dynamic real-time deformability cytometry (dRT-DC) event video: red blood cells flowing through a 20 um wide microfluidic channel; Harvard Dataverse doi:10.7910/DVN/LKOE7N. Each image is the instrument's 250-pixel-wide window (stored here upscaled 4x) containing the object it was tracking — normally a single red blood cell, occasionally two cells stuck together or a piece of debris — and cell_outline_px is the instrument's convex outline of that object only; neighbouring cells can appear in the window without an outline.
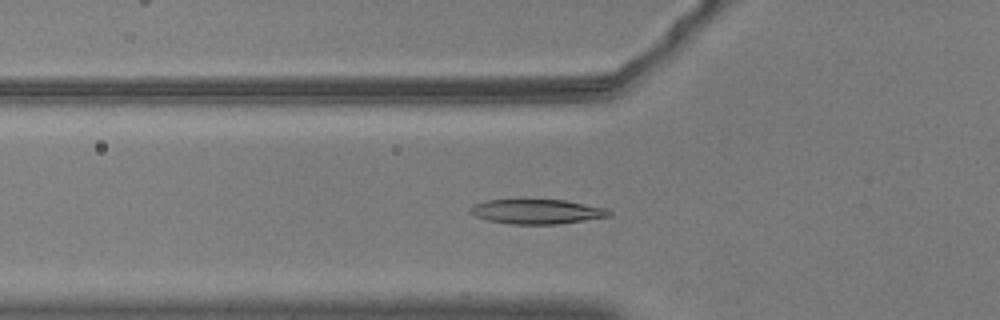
{"species": "common noctule bat (a hibernating species)", "species_latin": "Nyctalus noctula", "temperature_condition": "warm", "stored_images_in_passage": 57, "camera_frame_rate_fps": 3000, "um_per_image_px": 0.085, "animal": {"sex": "male", "body_mass_g": 20.5, "forearm_length_mm": 52.5}, "frame": {"image": 1, "passage_image": 21, "time_ms": 6.667, "image_size_px": [1000, 320], "cell_outline_px": [[612, 216], [556, 224], [508, 224], [488, 220], [476, 216], [468, 212], [468, 208], [476, 204], [488, 200], [564, 200], [608, 208], [612, 212]], "centroid_in_image_um": [45.66, 17.99], "position_along_channel_um": 80.1, "area_um2": 19.88}}
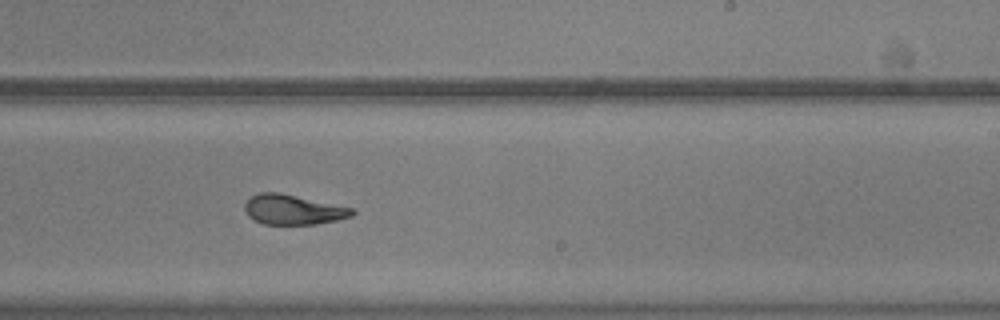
{"frame": {"image": 2, "passage_image": 36, "time_ms": 11.667, "image_size_px": [1000, 320], "cell_outline_px": [[356, 212], [352, 216], [336, 220], [316, 224], [264, 224], [248, 216], [244, 208], [244, 204], [252, 196], [260, 192], [280, 192], [356, 208]], "centroid_in_image_um": [24.96, 17.81], "position_along_channel_um": 264.0, "area_um2": 18.84}}
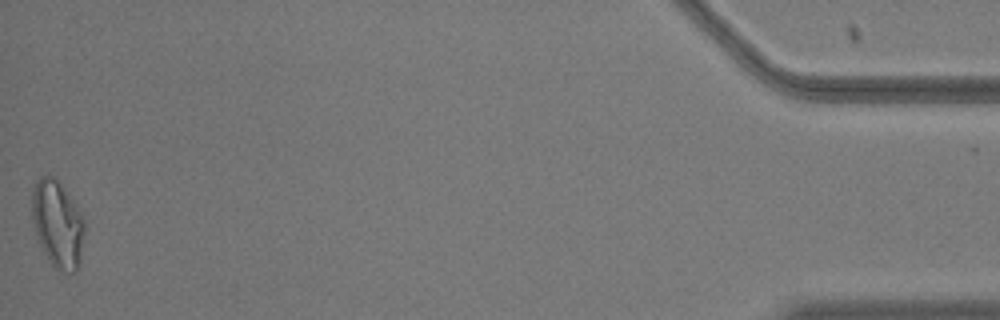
{"frame": {"image": 3, "passage_image": 57, "time_ms": 18.667, "image_size_px": [1000, 320], "cell_outline_px": [[84, 232], [80, 264], [76, 272], [64, 272], [56, 268], [52, 264], [44, 252], [40, 244], [36, 232], [32, 216], [32, 188], [36, 180], [40, 176], [56, 176], [60, 180], [80, 212], [84, 220]], "centroid_in_image_um": [4.9, 19.0], "position_along_channel_um": 430.3, "area_um2": 26.7}, "authors_computed_cell_mechanics": {"area_um2": 19.8832, "velocity_mm_per_s": 3.6503, "shape_relaxation_time_tau1_ms": null, "shape_relaxation_time_tau2_ms": 1.4116, "deformation_change_tau1": null, "deformation_change_tau2": 0.0842}}